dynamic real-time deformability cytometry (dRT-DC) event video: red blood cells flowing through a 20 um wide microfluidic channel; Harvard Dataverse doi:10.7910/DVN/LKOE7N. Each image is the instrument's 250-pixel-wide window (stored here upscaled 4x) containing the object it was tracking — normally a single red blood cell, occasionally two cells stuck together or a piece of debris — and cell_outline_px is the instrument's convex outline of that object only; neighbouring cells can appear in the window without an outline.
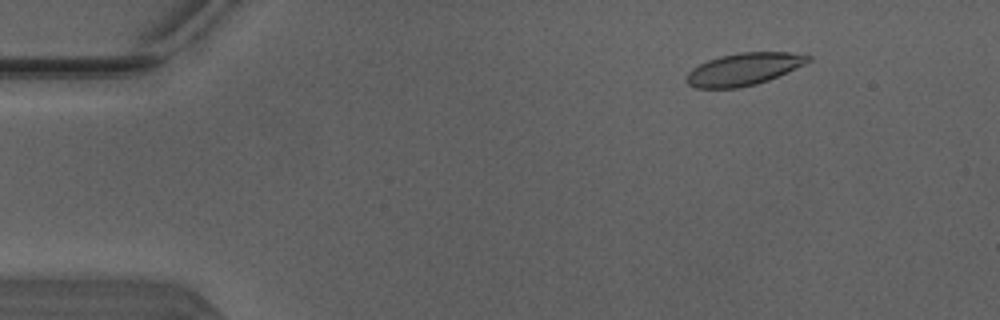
{"species": "Egyptian fruit bat (a non-hibernating species)", "species_latin": "Rousettus aegyptiacus", "temperature_condition": "warm", "stored_images_in_passage": 52, "segment_of_instrument_passage": [1, 2], "camera_frame_rate_fps": 3000, "um_per_image_px": 0.085, "animal": {"sex": "male"}, "frame": {"image": 1, "passage_image": 7, "time_ms": 2.0, "image_size_px": [1000, 320], "cell_outline_px": [[812, 60], [804, 64], [768, 80], [756, 84], [740, 88], [696, 88], [688, 84], [684, 80], [688, 72], [692, 68], [708, 60], [720, 56], [736, 52], [788, 52], [812, 56]], "centroid_in_image_um": [63.18, 5.88], "position_along_channel_um": 21.8, "area_um2": 22.89}}
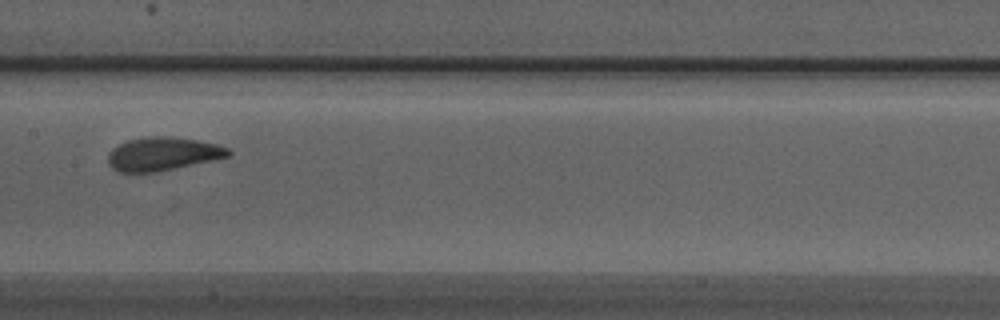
{"frame": {"image": 2, "passage_image": 26, "time_ms": 8.333, "image_size_px": [1000, 320], "cell_outline_px": [[232, 152], [228, 156], [212, 160], [156, 172], [120, 172], [112, 168], [108, 164], [108, 152], [112, 148], [128, 140], [148, 136], [172, 136], [196, 140], [216, 144], [228, 148]], "centroid_in_image_um": [13.8, 13.07], "position_along_channel_um": 193.6, "area_um2": 23.29}}
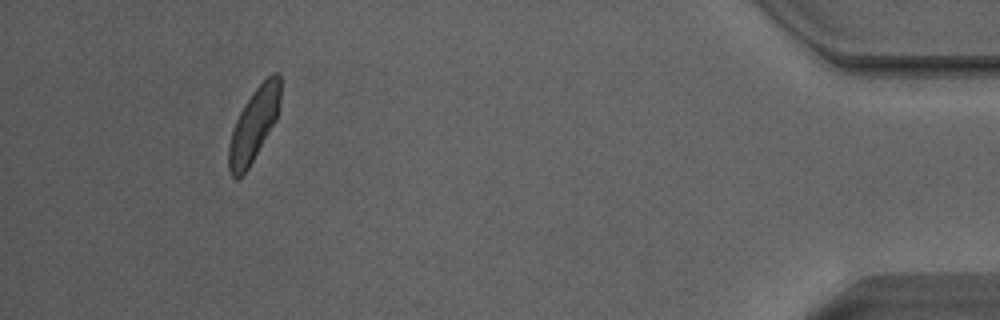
{"frame": {"image": 3, "passage_image": 47, "time_ms": 15.333, "image_size_px": [1000, 320], "cell_outline_px": [[280, 104], [276, 120], [248, 168], [236, 180], [232, 176], [228, 168], [228, 144], [236, 120], [244, 104], [252, 92], [272, 72], [280, 72]], "centroid_in_image_um": [21.58, 10.58], "position_along_channel_um": 413.6, "area_um2": 21.79}}